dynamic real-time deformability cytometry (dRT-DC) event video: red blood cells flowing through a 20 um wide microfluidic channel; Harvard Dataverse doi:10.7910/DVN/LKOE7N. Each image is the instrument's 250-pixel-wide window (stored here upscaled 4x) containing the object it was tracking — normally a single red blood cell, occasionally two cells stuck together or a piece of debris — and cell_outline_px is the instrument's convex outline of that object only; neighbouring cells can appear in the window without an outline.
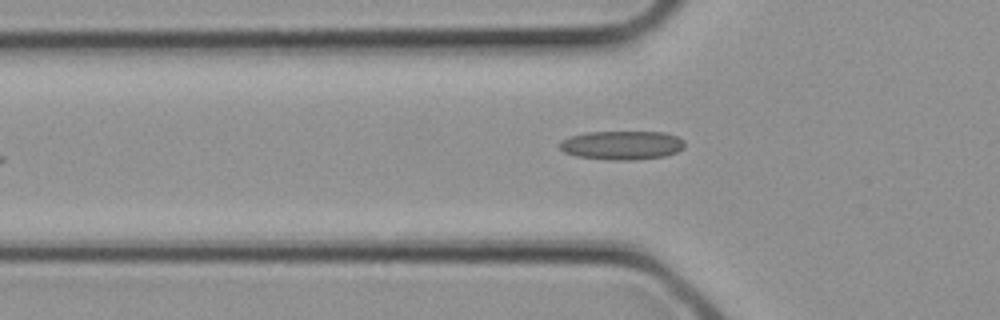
{"species": "common noctule bat (a hibernating species)", "species_latin": "Nyctalus noctula", "temperature_condition": "cold", "stored_images_in_passage": 4, "camera_frame_rate_fps": 3000, "um_per_image_px": 0.085, "animal": {"sex": "female", "body_mass_g": 21.9}, "frame": {"image": 1, "passage_image": 4, "time_ms": 1.0, "image_size_px": [1000, 320], "cell_outline_px": [[684, 148], [676, 152], [664, 156], [636, 160], [608, 160], [576, 156], [564, 152], [560, 148], [560, 140], [572, 136], [588, 132], [664, 132], [676, 136], [684, 140]], "centroid_in_image_um": [52.87, 12.35], "position_along_channel_um": 72.9, "area_um2": 21.04}}